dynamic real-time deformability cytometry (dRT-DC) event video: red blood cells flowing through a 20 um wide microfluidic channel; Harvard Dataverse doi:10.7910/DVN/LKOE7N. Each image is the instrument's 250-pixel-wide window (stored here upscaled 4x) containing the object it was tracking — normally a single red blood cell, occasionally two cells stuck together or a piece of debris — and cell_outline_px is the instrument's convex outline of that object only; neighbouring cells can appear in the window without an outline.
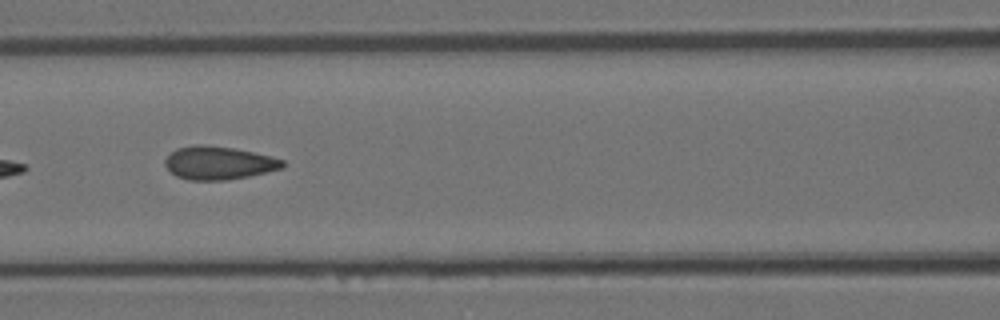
{"species": "Egyptian fruit bat (a non-hibernating species)", "species_latin": "Rousettus aegyptiacus", "temperature_condition": "room temperature", "stored_images_in_passage": 7, "camera_frame_rate_fps": 3000, "um_per_image_px": 0.085, "animal": {"sex": "female"}, "frame": {"image": 1, "passage_image": 7, "time_ms": 7.0, "image_size_px": [1000, 320], "cell_outline_px": [[284, 164], [280, 168], [248, 176], [228, 180], [188, 180], [176, 176], [164, 164], [164, 160], [176, 148], [196, 144], [204, 144], [232, 148], [272, 156], [284, 160]], "centroid_in_image_um": [18.55, 13.84], "position_along_channel_um": 148.0, "area_um2": 22.54}}